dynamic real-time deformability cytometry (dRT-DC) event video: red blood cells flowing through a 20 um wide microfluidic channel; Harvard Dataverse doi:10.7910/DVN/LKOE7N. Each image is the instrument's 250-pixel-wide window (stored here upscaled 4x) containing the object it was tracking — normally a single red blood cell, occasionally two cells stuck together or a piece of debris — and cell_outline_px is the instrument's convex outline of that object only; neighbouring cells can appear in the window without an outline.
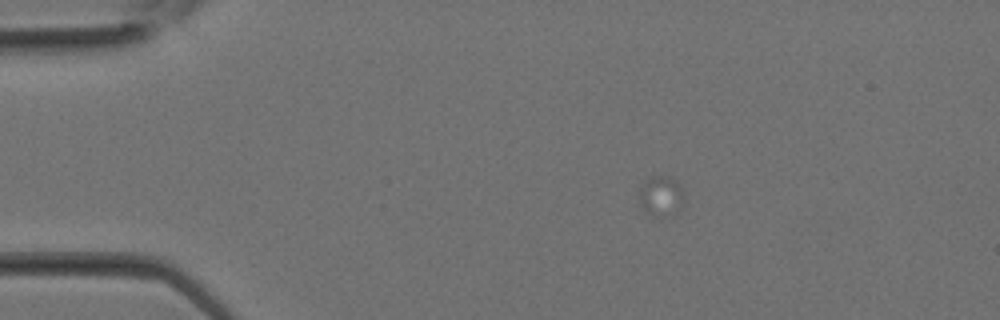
{"species": "Egyptian fruit bat (a non-hibernating species)", "species_latin": "Rousettus aegyptiacus", "temperature_condition": "room temperature", "stored_images_in_passage": 10, "camera_frame_rate_fps": 3000, "um_per_image_px": 0.085, "animal": {"sex": "female"}, "frame": {"image": 1, "passage_image": 2, "time_ms": 0.333, "image_size_px": [1000, 320], "cell_outline_px": [[684, 200], [680, 208], [672, 216], [644, 212], [640, 208], [640, 192], [644, 180], [652, 176], [668, 176], [680, 184], [684, 196]], "centroid_in_image_um": [56.2, 16.64], "position_along_channel_um": 28.8, "area_um2": 10.4}}